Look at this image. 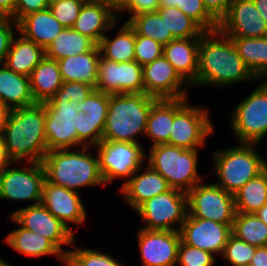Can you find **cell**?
Listing matches in <instances>:
<instances>
[{
  "instance_id": "cell-30",
  "label": "cell",
  "mask_w": 267,
  "mask_h": 266,
  "mask_svg": "<svg viewBox=\"0 0 267 266\" xmlns=\"http://www.w3.org/2000/svg\"><path fill=\"white\" fill-rule=\"evenodd\" d=\"M237 53L243 59L249 71L258 80L267 76V36L230 37Z\"/></svg>"
},
{
  "instance_id": "cell-23",
  "label": "cell",
  "mask_w": 267,
  "mask_h": 266,
  "mask_svg": "<svg viewBox=\"0 0 267 266\" xmlns=\"http://www.w3.org/2000/svg\"><path fill=\"white\" fill-rule=\"evenodd\" d=\"M200 38L175 39L164 45L163 55L192 85L197 79Z\"/></svg>"
},
{
  "instance_id": "cell-40",
  "label": "cell",
  "mask_w": 267,
  "mask_h": 266,
  "mask_svg": "<svg viewBox=\"0 0 267 266\" xmlns=\"http://www.w3.org/2000/svg\"><path fill=\"white\" fill-rule=\"evenodd\" d=\"M106 119H92L85 113L78 114L77 148L96 146L102 140Z\"/></svg>"
},
{
  "instance_id": "cell-13",
  "label": "cell",
  "mask_w": 267,
  "mask_h": 266,
  "mask_svg": "<svg viewBox=\"0 0 267 266\" xmlns=\"http://www.w3.org/2000/svg\"><path fill=\"white\" fill-rule=\"evenodd\" d=\"M24 168H6L0 173V199L41 203L45 171L41 162H28Z\"/></svg>"
},
{
  "instance_id": "cell-31",
  "label": "cell",
  "mask_w": 267,
  "mask_h": 266,
  "mask_svg": "<svg viewBox=\"0 0 267 266\" xmlns=\"http://www.w3.org/2000/svg\"><path fill=\"white\" fill-rule=\"evenodd\" d=\"M174 121V99H159L151 107L145 134L152 146L167 144Z\"/></svg>"
},
{
  "instance_id": "cell-26",
  "label": "cell",
  "mask_w": 267,
  "mask_h": 266,
  "mask_svg": "<svg viewBox=\"0 0 267 266\" xmlns=\"http://www.w3.org/2000/svg\"><path fill=\"white\" fill-rule=\"evenodd\" d=\"M4 241L9 247L25 256L37 258L54 255L62 263H66V255L52 241L23 227L8 233Z\"/></svg>"
},
{
  "instance_id": "cell-25",
  "label": "cell",
  "mask_w": 267,
  "mask_h": 266,
  "mask_svg": "<svg viewBox=\"0 0 267 266\" xmlns=\"http://www.w3.org/2000/svg\"><path fill=\"white\" fill-rule=\"evenodd\" d=\"M100 56V48L96 45L90 51L57 60L62 80L83 82L96 87Z\"/></svg>"
},
{
  "instance_id": "cell-57",
  "label": "cell",
  "mask_w": 267,
  "mask_h": 266,
  "mask_svg": "<svg viewBox=\"0 0 267 266\" xmlns=\"http://www.w3.org/2000/svg\"><path fill=\"white\" fill-rule=\"evenodd\" d=\"M267 225V203L264 204L256 213H254Z\"/></svg>"
},
{
  "instance_id": "cell-52",
  "label": "cell",
  "mask_w": 267,
  "mask_h": 266,
  "mask_svg": "<svg viewBox=\"0 0 267 266\" xmlns=\"http://www.w3.org/2000/svg\"><path fill=\"white\" fill-rule=\"evenodd\" d=\"M250 264L252 266H267V246L256 247L255 254Z\"/></svg>"
},
{
  "instance_id": "cell-56",
  "label": "cell",
  "mask_w": 267,
  "mask_h": 266,
  "mask_svg": "<svg viewBox=\"0 0 267 266\" xmlns=\"http://www.w3.org/2000/svg\"><path fill=\"white\" fill-rule=\"evenodd\" d=\"M256 8L260 12L261 17L265 20L267 24V0H253Z\"/></svg>"
},
{
  "instance_id": "cell-38",
  "label": "cell",
  "mask_w": 267,
  "mask_h": 266,
  "mask_svg": "<svg viewBox=\"0 0 267 266\" xmlns=\"http://www.w3.org/2000/svg\"><path fill=\"white\" fill-rule=\"evenodd\" d=\"M159 7H177L205 31L218 29V21L207 11L202 0H159Z\"/></svg>"
},
{
  "instance_id": "cell-54",
  "label": "cell",
  "mask_w": 267,
  "mask_h": 266,
  "mask_svg": "<svg viewBox=\"0 0 267 266\" xmlns=\"http://www.w3.org/2000/svg\"><path fill=\"white\" fill-rule=\"evenodd\" d=\"M103 5L110 7L116 14L121 13V11L125 8L127 0H94Z\"/></svg>"
},
{
  "instance_id": "cell-24",
  "label": "cell",
  "mask_w": 267,
  "mask_h": 266,
  "mask_svg": "<svg viewBox=\"0 0 267 266\" xmlns=\"http://www.w3.org/2000/svg\"><path fill=\"white\" fill-rule=\"evenodd\" d=\"M64 28L47 8L23 17L16 32L46 49Z\"/></svg>"
},
{
  "instance_id": "cell-55",
  "label": "cell",
  "mask_w": 267,
  "mask_h": 266,
  "mask_svg": "<svg viewBox=\"0 0 267 266\" xmlns=\"http://www.w3.org/2000/svg\"><path fill=\"white\" fill-rule=\"evenodd\" d=\"M11 110L0 102V136L3 134L6 121Z\"/></svg>"
},
{
  "instance_id": "cell-42",
  "label": "cell",
  "mask_w": 267,
  "mask_h": 266,
  "mask_svg": "<svg viewBox=\"0 0 267 266\" xmlns=\"http://www.w3.org/2000/svg\"><path fill=\"white\" fill-rule=\"evenodd\" d=\"M216 258L210 252L185 244L182 240L178 248L177 265L214 266Z\"/></svg>"
},
{
  "instance_id": "cell-28",
  "label": "cell",
  "mask_w": 267,
  "mask_h": 266,
  "mask_svg": "<svg viewBox=\"0 0 267 266\" xmlns=\"http://www.w3.org/2000/svg\"><path fill=\"white\" fill-rule=\"evenodd\" d=\"M44 57L45 49L43 47L20 34L19 37H13L4 64L17 74L29 77Z\"/></svg>"
},
{
  "instance_id": "cell-1",
  "label": "cell",
  "mask_w": 267,
  "mask_h": 266,
  "mask_svg": "<svg viewBox=\"0 0 267 266\" xmlns=\"http://www.w3.org/2000/svg\"><path fill=\"white\" fill-rule=\"evenodd\" d=\"M253 79L257 80L230 37L218 29L200 37L197 79L192 85L225 87Z\"/></svg>"
},
{
  "instance_id": "cell-45",
  "label": "cell",
  "mask_w": 267,
  "mask_h": 266,
  "mask_svg": "<svg viewBox=\"0 0 267 266\" xmlns=\"http://www.w3.org/2000/svg\"><path fill=\"white\" fill-rule=\"evenodd\" d=\"M83 4L81 0H60L51 4L49 9L65 28H72Z\"/></svg>"
},
{
  "instance_id": "cell-2",
  "label": "cell",
  "mask_w": 267,
  "mask_h": 266,
  "mask_svg": "<svg viewBox=\"0 0 267 266\" xmlns=\"http://www.w3.org/2000/svg\"><path fill=\"white\" fill-rule=\"evenodd\" d=\"M14 163L42 162L48 148L45 134V106L34 103L11 110L2 134Z\"/></svg>"
},
{
  "instance_id": "cell-33",
  "label": "cell",
  "mask_w": 267,
  "mask_h": 266,
  "mask_svg": "<svg viewBox=\"0 0 267 266\" xmlns=\"http://www.w3.org/2000/svg\"><path fill=\"white\" fill-rule=\"evenodd\" d=\"M96 45L92 39L73 28H64L45 49V56L57 61L90 51Z\"/></svg>"
},
{
  "instance_id": "cell-16",
  "label": "cell",
  "mask_w": 267,
  "mask_h": 266,
  "mask_svg": "<svg viewBox=\"0 0 267 266\" xmlns=\"http://www.w3.org/2000/svg\"><path fill=\"white\" fill-rule=\"evenodd\" d=\"M227 37H265L267 24L253 0H231L227 13L218 22Z\"/></svg>"
},
{
  "instance_id": "cell-12",
  "label": "cell",
  "mask_w": 267,
  "mask_h": 266,
  "mask_svg": "<svg viewBox=\"0 0 267 266\" xmlns=\"http://www.w3.org/2000/svg\"><path fill=\"white\" fill-rule=\"evenodd\" d=\"M45 106V134L48 151L77 149L78 101L47 100Z\"/></svg>"
},
{
  "instance_id": "cell-22",
  "label": "cell",
  "mask_w": 267,
  "mask_h": 266,
  "mask_svg": "<svg viewBox=\"0 0 267 266\" xmlns=\"http://www.w3.org/2000/svg\"><path fill=\"white\" fill-rule=\"evenodd\" d=\"M119 17L106 5L96 1L85 2L72 28L98 45L105 33L118 23Z\"/></svg>"
},
{
  "instance_id": "cell-49",
  "label": "cell",
  "mask_w": 267,
  "mask_h": 266,
  "mask_svg": "<svg viewBox=\"0 0 267 266\" xmlns=\"http://www.w3.org/2000/svg\"><path fill=\"white\" fill-rule=\"evenodd\" d=\"M158 8L159 0H127L121 12L128 11L132 17L145 12H155Z\"/></svg>"
},
{
  "instance_id": "cell-4",
  "label": "cell",
  "mask_w": 267,
  "mask_h": 266,
  "mask_svg": "<svg viewBox=\"0 0 267 266\" xmlns=\"http://www.w3.org/2000/svg\"><path fill=\"white\" fill-rule=\"evenodd\" d=\"M157 100L146 93L109 94L102 140L139 143L135 136L145 134L150 109Z\"/></svg>"
},
{
  "instance_id": "cell-29",
  "label": "cell",
  "mask_w": 267,
  "mask_h": 266,
  "mask_svg": "<svg viewBox=\"0 0 267 266\" xmlns=\"http://www.w3.org/2000/svg\"><path fill=\"white\" fill-rule=\"evenodd\" d=\"M29 78L31 93L37 103L51 99L63 83L57 61L46 56L33 69Z\"/></svg>"
},
{
  "instance_id": "cell-35",
  "label": "cell",
  "mask_w": 267,
  "mask_h": 266,
  "mask_svg": "<svg viewBox=\"0 0 267 266\" xmlns=\"http://www.w3.org/2000/svg\"><path fill=\"white\" fill-rule=\"evenodd\" d=\"M156 11L175 39L200 38L206 32L195 20L177 7H159Z\"/></svg>"
},
{
  "instance_id": "cell-11",
  "label": "cell",
  "mask_w": 267,
  "mask_h": 266,
  "mask_svg": "<svg viewBox=\"0 0 267 266\" xmlns=\"http://www.w3.org/2000/svg\"><path fill=\"white\" fill-rule=\"evenodd\" d=\"M188 214L194 218L233 225L236 210L234 195L215 183L195 185L187 193Z\"/></svg>"
},
{
  "instance_id": "cell-9",
  "label": "cell",
  "mask_w": 267,
  "mask_h": 266,
  "mask_svg": "<svg viewBox=\"0 0 267 266\" xmlns=\"http://www.w3.org/2000/svg\"><path fill=\"white\" fill-rule=\"evenodd\" d=\"M135 212L145 223L143 229L180 231L188 213L187 193L170 189L143 202Z\"/></svg>"
},
{
  "instance_id": "cell-44",
  "label": "cell",
  "mask_w": 267,
  "mask_h": 266,
  "mask_svg": "<svg viewBox=\"0 0 267 266\" xmlns=\"http://www.w3.org/2000/svg\"><path fill=\"white\" fill-rule=\"evenodd\" d=\"M164 46L159 42L135 32V58L140 65L145 66L163 56Z\"/></svg>"
},
{
  "instance_id": "cell-7",
  "label": "cell",
  "mask_w": 267,
  "mask_h": 266,
  "mask_svg": "<svg viewBox=\"0 0 267 266\" xmlns=\"http://www.w3.org/2000/svg\"><path fill=\"white\" fill-rule=\"evenodd\" d=\"M188 97L174 99V121L168 145L184 149L203 147L214 128L206 108L191 106Z\"/></svg>"
},
{
  "instance_id": "cell-36",
  "label": "cell",
  "mask_w": 267,
  "mask_h": 266,
  "mask_svg": "<svg viewBox=\"0 0 267 266\" xmlns=\"http://www.w3.org/2000/svg\"><path fill=\"white\" fill-rule=\"evenodd\" d=\"M138 35L149 37L161 45H166L175 40L171 32H168L165 21L161 19L160 14L155 12H145L126 20Z\"/></svg>"
},
{
  "instance_id": "cell-37",
  "label": "cell",
  "mask_w": 267,
  "mask_h": 266,
  "mask_svg": "<svg viewBox=\"0 0 267 266\" xmlns=\"http://www.w3.org/2000/svg\"><path fill=\"white\" fill-rule=\"evenodd\" d=\"M232 234L250 245L267 246V225L255 214L236 213Z\"/></svg>"
},
{
  "instance_id": "cell-8",
  "label": "cell",
  "mask_w": 267,
  "mask_h": 266,
  "mask_svg": "<svg viewBox=\"0 0 267 266\" xmlns=\"http://www.w3.org/2000/svg\"><path fill=\"white\" fill-rule=\"evenodd\" d=\"M231 115L238 143L259 144L267 135V81L245 97Z\"/></svg>"
},
{
  "instance_id": "cell-34",
  "label": "cell",
  "mask_w": 267,
  "mask_h": 266,
  "mask_svg": "<svg viewBox=\"0 0 267 266\" xmlns=\"http://www.w3.org/2000/svg\"><path fill=\"white\" fill-rule=\"evenodd\" d=\"M236 213H256L267 203V168L234 194Z\"/></svg>"
},
{
  "instance_id": "cell-17",
  "label": "cell",
  "mask_w": 267,
  "mask_h": 266,
  "mask_svg": "<svg viewBox=\"0 0 267 266\" xmlns=\"http://www.w3.org/2000/svg\"><path fill=\"white\" fill-rule=\"evenodd\" d=\"M142 69L144 93L147 95L158 100L180 99L188 96L185 89L188 83L179 75L164 55L142 66Z\"/></svg>"
},
{
  "instance_id": "cell-47",
  "label": "cell",
  "mask_w": 267,
  "mask_h": 266,
  "mask_svg": "<svg viewBox=\"0 0 267 266\" xmlns=\"http://www.w3.org/2000/svg\"><path fill=\"white\" fill-rule=\"evenodd\" d=\"M13 26L18 29V23L11 17L0 16V64L4 63L15 35Z\"/></svg>"
},
{
  "instance_id": "cell-60",
  "label": "cell",
  "mask_w": 267,
  "mask_h": 266,
  "mask_svg": "<svg viewBox=\"0 0 267 266\" xmlns=\"http://www.w3.org/2000/svg\"><path fill=\"white\" fill-rule=\"evenodd\" d=\"M81 1L85 3V2H93L94 0H81Z\"/></svg>"
},
{
  "instance_id": "cell-59",
  "label": "cell",
  "mask_w": 267,
  "mask_h": 266,
  "mask_svg": "<svg viewBox=\"0 0 267 266\" xmlns=\"http://www.w3.org/2000/svg\"><path fill=\"white\" fill-rule=\"evenodd\" d=\"M58 1H60V0H47V4H48V6H50L51 4L58 2Z\"/></svg>"
},
{
  "instance_id": "cell-6",
  "label": "cell",
  "mask_w": 267,
  "mask_h": 266,
  "mask_svg": "<svg viewBox=\"0 0 267 266\" xmlns=\"http://www.w3.org/2000/svg\"><path fill=\"white\" fill-rule=\"evenodd\" d=\"M197 159L198 149L159 144L151 147L147 164L166 179L171 189L188 193L201 182Z\"/></svg>"
},
{
  "instance_id": "cell-5",
  "label": "cell",
  "mask_w": 267,
  "mask_h": 266,
  "mask_svg": "<svg viewBox=\"0 0 267 266\" xmlns=\"http://www.w3.org/2000/svg\"><path fill=\"white\" fill-rule=\"evenodd\" d=\"M258 144L240 143L236 147L214 151V167L218 183L226 192L234 195L249 180L267 168L266 160L256 152Z\"/></svg>"
},
{
  "instance_id": "cell-41",
  "label": "cell",
  "mask_w": 267,
  "mask_h": 266,
  "mask_svg": "<svg viewBox=\"0 0 267 266\" xmlns=\"http://www.w3.org/2000/svg\"><path fill=\"white\" fill-rule=\"evenodd\" d=\"M256 251V246L250 245L231 234L222 254L231 266L250 264Z\"/></svg>"
},
{
  "instance_id": "cell-58",
  "label": "cell",
  "mask_w": 267,
  "mask_h": 266,
  "mask_svg": "<svg viewBox=\"0 0 267 266\" xmlns=\"http://www.w3.org/2000/svg\"><path fill=\"white\" fill-rule=\"evenodd\" d=\"M0 266H11V265L0 258Z\"/></svg>"
},
{
  "instance_id": "cell-48",
  "label": "cell",
  "mask_w": 267,
  "mask_h": 266,
  "mask_svg": "<svg viewBox=\"0 0 267 266\" xmlns=\"http://www.w3.org/2000/svg\"><path fill=\"white\" fill-rule=\"evenodd\" d=\"M49 8L47 0H17L15 12L11 18L19 22L23 17Z\"/></svg>"
},
{
  "instance_id": "cell-46",
  "label": "cell",
  "mask_w": 267,
  "mask_h": 266,
  "mask_svg": "<svg viewBox=\"0 0 267 266\" xmlns=\"http://www.w3.org/2000/svg\"><path fill=\"white\" fill-rule=\"evenodd\" d=\"M94 89V86L83 82L63 81L61 87L49 100H63L74 103L78 101L79 103H82Z\"/></svg>"
},
{
  "instance_id": "cell-50",
  "label": "cell",
  "mask_w": 267,
  "mask_h": 266,
  "mask_svg": "<svg viewBox=\"0 0 267 266\" xmlns=\"http://www.w3.org/2000/svg\"><path fill=\"white\" fill-rule=\"evenodd\" d=\"M207 11L219 22L227 13L231 0H202Z\"/></svg>"
},
{
  "instance_id": "cell-10",
  "label": "cell",
  "mask_w": 267,
  "mask_h": 266,
  "mask_svg": "<svg viewBox=\"0 0 267 266\" xmlns=\"http://www.w3.org/2000/svg\"><path fill=\"white\" fill-rule=\"evenodd\" d=\"M99 159V170L105 185L115 178H131L142 168L144 158L143 146L140 143L101 140L96 146Z\"/></svg>"
},
{
  "instance_id": "cell-51",
  "label": "cell",
  "mask_w": 267,
  "mask_h": 266,
  "mask_svg": "<svg viewBox=\"0 0 267 266\" xmlns=\"http://www.w3.org/2000/svg\"><path fill=\"white\" fill-rule=\"evenodd\" d=\"M17 164L12 161V159L9 157L6 145H5V140L3 136H0V173L9 167L10 164Z\"/></svg>"
},
{
  "instance_id": "cell-53",
  "label": "cell",
  "mask_w": 267,
  "mask_h": 266,
  "mask_svg": "<svg viewBox=\"0 0 267 266\" xmlns=\"http://www.w3.org/2000/svg\"><path fill=\"white\" fill-rule=\"evenodd\" d=\"M17 0H0V16L11 17L15 12Z\"/></svg>"
},
{
  "instance_id": "cell-14",
  "label": "cell",
  "mask_w": 267,
  "mask_h": 266,
  "mask_svg": "<svg viewBox=\"0 0 267 266\" xmlns=\"http://www.w3.org/2000/svg\"><path fill=\"white\" fill-rule=\"evenodd\" d=\"M10 218L21 227L52 241L65 255L69 250L64 251L63 246H73L75 243L73 231L53 216L41 203L18 209L11 214Z\"/></svg>"
},
{
  "instance_id": "cell-3",
  "label": "cell",
  "mask_w": 267,
  "mask_h": 266,
  "mask_svg": "<svg viewBox=\"0 0 267 266\" xmlns=\"http://www.w3.org/2000/svg\"><path fill=\"white\" fill-rule=\"evenodd\" d=\"M75 149L48 151L41 162L45 179L76 192L84 187L105 185L99 170L98 155L94 157L86 146L79 147L78 151Z\"/></svg>"
},
{
  "instance_id": "cell-20",
  "label": "cell",
  "mask_w": 267,
  "mask_h": 266,
  "mask_svg": "<svg viewBox=\"0 0 267 266\" xmlns=\"http://www.w3.org/2000/svg\"><path fill=\"white\" fill-rule=\"evenodd\" d=\"M41 204L68 228V223L83 224L86 209L78 192L48 182L43 184Z\"/></svg>"
},
{
  "instance_id": "cell-19",
  "label": "cell",
  "mask_w": 267,
  "mask_h": 266,
  "mask_svg": "<svg viewBox=\"0 0 267 266\" xmlns=\"http://www.w3.org/2000/svg\"><path fill=\"white\" fill-rule=\"evenodd\" d=\"M143 266H175L181 242L180 231L138 230Z\"/></svg>"
},
{
  "instance_id": "cell-39",
  "label": "cell",
  "mask_w": 267,
  "mask_h": 266,
  "mask_svg": "<svg viewBox=\"0 0 267 266\" xmlns=\"http://www.w3.org/2000/svg\"><path fill=\"white\" fill-rule=\"evenodd\" d=\"M68 251L66 255L67 266H125L111 255L93 249L78 248Z\"/></svg>"
},
{
  "instance_id": "cell-43",
  "label": "cell",
  "mask_w": 267,
  "mask_h": 266,
  "mask_svg": "<svg viewBox=\"0 0 267 266\" xmlns=\"http://www.w3.org/2000/svg\"><path fill=\"white\" fill-rule=\"evenodd\" d=\"M108 106L109 94L94 89L76 109L88 115L89 118L106 119Z\"/></svg>"
},
{
  "instance_id": "cell-27",
  "label": "cell",
  "mask_w": 267,
  "mask_h": 266,
  "mask_svg": "<svg viewBox=\"0 0 267 266\" xmlns=\"http://www.w3.org/2000/svg\"><path fill=\"white\" fill-rule=\"evenodd\" d=\"M0 102L10 110L36 103L30 89V78L0 64Z\"/></svg>"
},
{
  "instance_id": "cell-18",
  "label": "cell",
  "mask_w": 267,
  "mask_h": 266,
  "mask_svg": "<svg viewBox=\"0 0 267 266\" xmlns=\"http://www.w3.org/2000/svg\"><path fill=\"white\" fill-rule=\"evenodd\" d=\"M232 226L208 219L194 218L187 213L180 229L181 240L192 247L210 252L214 256L224 252Z\"/></svg>"
},
{
  "instance_id": "cell-21",
  "label": "cell",
  "mask_w": 267,
  "mask_h": 266,
  "mask_svg": "<svg viewBox=\"0 0 267 266\" xmlns=\"http://www.w3.org/2000/svg\"><path fill=\"white\" fill-rule=\"evenodd\" d=\"M140 171L141 168L119 188L121 195L123 194L127 201L126 203L134 210L150 198L166 193L171 189L166 179L149 165L143 173L137 175Z\"/></svg>"
},
{
  "instance_id": "cell-15",
  "label": "cell",
  "mask_w": 267,
  "mask_h": 266,
  "mask_svg": "<svg viewBox=\"0 0 267 266\" xmlns=\"http://www.w3.org/2000/svg\"><path fill=\"white\" fill-rule=\"evenodd\" d=\"M107 94L144 93L143 69L138 62H113L100 56L95 87Z\"/></svg>"
},
{
  "instance_id": "cell-61",
  "label": "cell",
  "mask_w": 267,
  "mask_h": 266,
  "mask_svg": "<svg viewBox=\"0 0 267 266\" xmlns=\"http://www.w3.org/2000/svg\"><path fill=\"white\" fill-rule=\"evenodd\" d=\"M239 266H252L251 264H244V265H239Z\"/></svg>"
},
{
  "instance_id": "cell-32",
  "label": "cell",
  "mask_w": 267,
  "mask_h": 266,
  "mask_svg": "<svg viewBox=\"0 0 267 266\" xmlns=\"http://www.w3.org/2000/svg\"><path fill=\"white\" fill-rule=\"evenodd\" d=\"M117 36L110 38L104 35L98 44L101 56L113 62L134 61L135 58V30L125 21Z\"/></svg>"
}]
</instances>
